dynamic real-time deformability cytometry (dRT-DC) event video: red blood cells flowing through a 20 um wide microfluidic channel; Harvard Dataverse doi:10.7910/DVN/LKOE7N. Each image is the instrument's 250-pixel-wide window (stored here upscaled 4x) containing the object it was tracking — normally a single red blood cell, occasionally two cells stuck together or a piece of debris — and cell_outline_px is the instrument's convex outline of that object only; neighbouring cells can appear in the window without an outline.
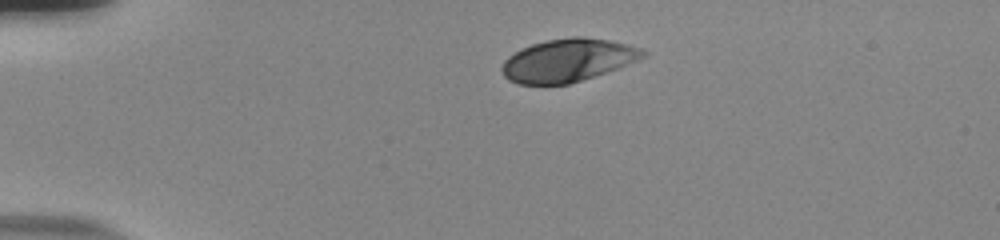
{"species": "human", "species_latin": "Homo sapiens", "temperature_condition": "room temperature", "stored_images_in_passage": 38, "camera_frame_rate_fps": 3000, "um_per_image_px": 0.085, "donor": {"sex": "male"}, "frame": {"image": 1, "passage_image": 1, "time_ms": 0.0, "image_size_px": [1000, 240], "cell_outline_px": [[648, 56], [616, 68], [568, 84], [516, 84], [508, 80], [504, 76], [500, 68], [504, 60], [508, 56], [532, 44], [548, 40], [572, 36], [580, 36], [608, 40], [628, 44], [640, 48], [648, 52]], "centroid_in_image_um": [48.25, 5.12], "position_along_channel_um": 36.7, "area_um2": 34.97}}
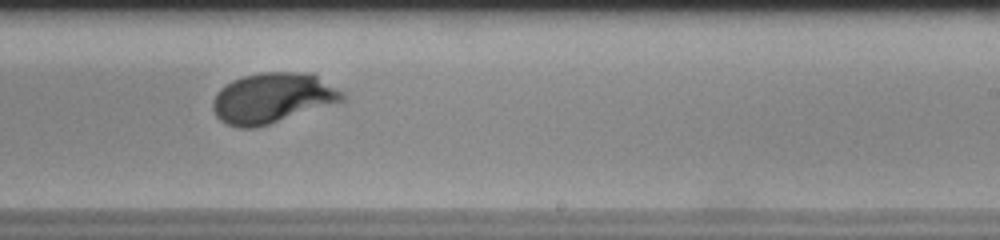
{"frame": {"image": 2, "passage_image": 24, "time_ms": 7.667, "image_size_px": [1000, 240], "cell_outline_px": [[344, 100], [256, 128], [240, 128], [228, 124], [220, 120], [216, 116], [212, 108], [212, 100], [216, 92], [220, 88], [232, 80], [244, 76], [260, 72], [312, 72], [344, 92]], "centroid_in_image_um": [23.13, 8.31], "position_along_channel_um": 265.9, "area_um2": 37.92}}
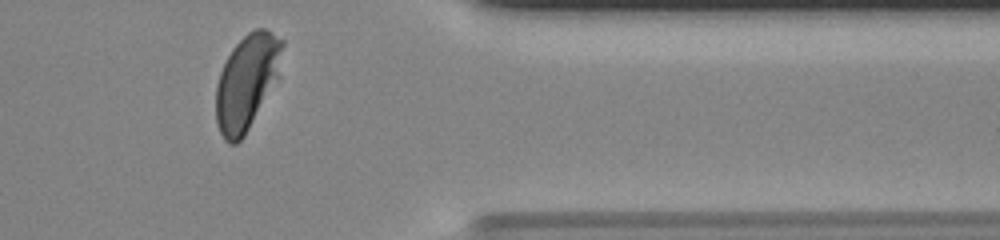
{"frame": {"image": 3, "passage_image": 35, "time_ms": 11.333, "image_size_px": [1000, 240], "cell_outline_px": [[284, 44], [280, 76], [244, 136], [236, 144], [228, 144], [224, 140], [216, 124], [216, 84], [220, 72], [232, 48], [248, 32], [256, 28], [264, 28], [272, 32], [284, 40]], "centroid_in_image_um": [21.0, 6.96], "position_along_channel_um": 390.4, "area_um2": 37.17}, "authors_computed_cell_mechanics": {"area_um2": 37.1654, "velocity_mm_per_s": 3.7129, "shape_relaxation_time_tau1_ms": 2.768, "shape_relaxation_time_tau2_ms": null, "deformation_change_tau1": 0.1804, "deformation_change_tau2": null}}